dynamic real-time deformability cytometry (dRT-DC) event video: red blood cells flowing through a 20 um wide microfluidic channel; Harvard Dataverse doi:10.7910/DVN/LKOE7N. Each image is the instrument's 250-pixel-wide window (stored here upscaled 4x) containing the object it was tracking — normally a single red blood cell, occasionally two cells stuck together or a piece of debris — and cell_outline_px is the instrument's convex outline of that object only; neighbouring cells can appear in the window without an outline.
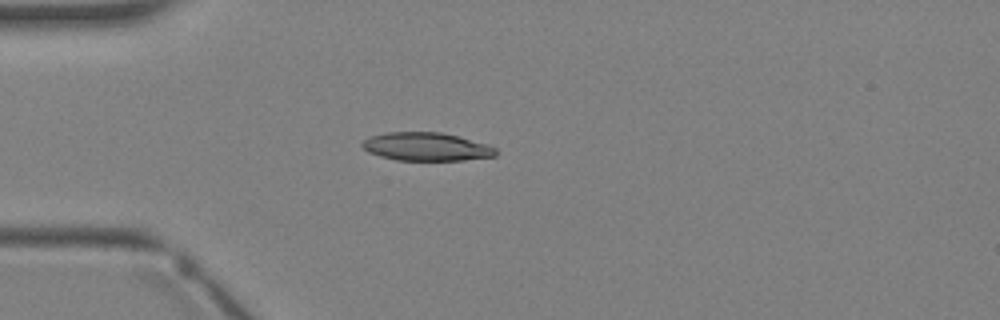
{"species": "Egyptian fruit bat (a non-hibernating species)", "species_latin": "Rousettus aegyptiacus", "temperature_condition": "warm", "stored_images_in_passage": 1, "camera_frame_rate_fps": 3000, "um_per_image_px": 0.085, "animal": {"sex": "female"}, "frame": {"image": 1, "passage_image": 1, "time_ms": 0.0, "image_size_px": [1000, 320], "cell_outline_px": [[496, 156], [464, 160], [396, 160], [380, 156], [368, 152], [360, 144], [364, 140], [372, 136], [388, 132], [440, 132], [460, 136], [488, 144], [496, 148]], "centroid_in_image_um": [36.27, 12.47], "position_along_channel_um": 48.7, "area_um2": 22.02}}